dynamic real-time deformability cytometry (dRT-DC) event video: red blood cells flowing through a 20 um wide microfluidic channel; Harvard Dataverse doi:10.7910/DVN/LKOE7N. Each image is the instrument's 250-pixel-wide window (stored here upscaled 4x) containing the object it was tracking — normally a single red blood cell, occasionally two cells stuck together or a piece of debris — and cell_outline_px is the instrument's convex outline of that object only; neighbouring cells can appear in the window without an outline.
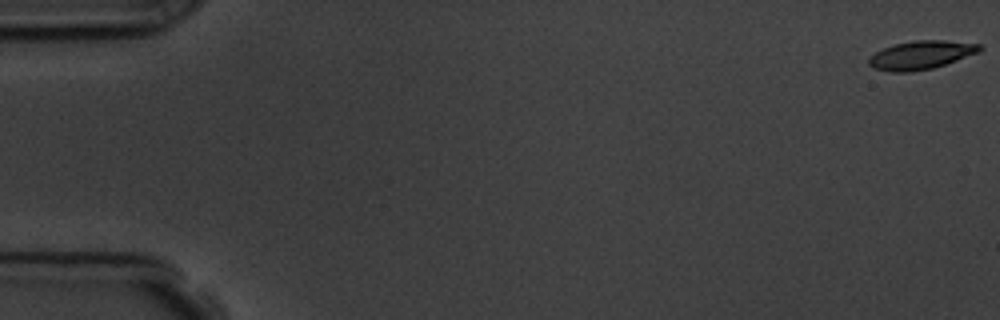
{"species": "common noctule bat (a hibernating species)", "species_latin": "Nyctalus noctula", "temperature_condition": "room temperature", "stored_images_in_passage": 57, "camera_frame_rate_fps": 3000, "um_per_image_px": 0.085, "animal": {"sex": "male", "body_mass_g": 19.5, "forearm_length_mm": 54.6}, "frame": {"image": 1, "passage_image": 1, "time_ms": 0.0, "image_size_px": [1000, 320], "cell_outline_px": [[984, 48], [980, 52], [932, 68], [908, 72], [888, 72], [872, 68], [868, 64], [868, 56], [884, 48], [896, 44], [916, 40], [944, 40], [980, 44]], "centroid_in_image_um": [78.27, 4.68], "position_along_channel_um": 6.7, "area_um2": 18.38}}
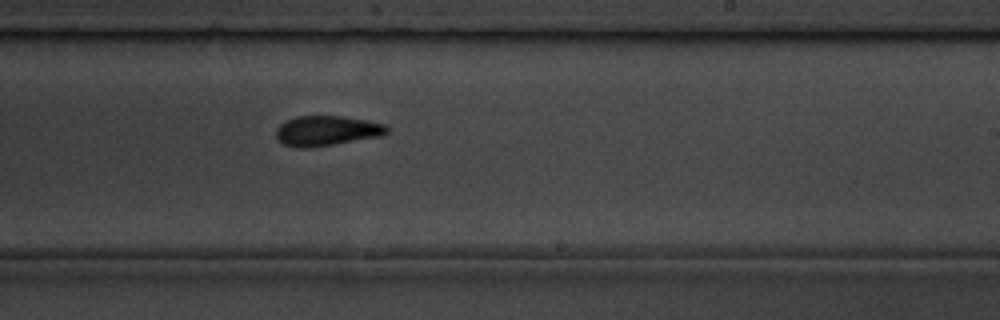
{"frame": {"image": 2, "passage_image": 35, "time_ms": 11.333, "image_size_px": [1000, 320], "cell_outline_px": [[388, 132], [380, 136], [308, 148], [300, 148], [284, 144], [276, 140], [276, 128], [284, 120], [296, 116], [340, 116], [388, 124]], "centroid_in_image_um": [27.73, 11.11], "position_along_channel_um": 261.3, "area_um2": 19.36}}
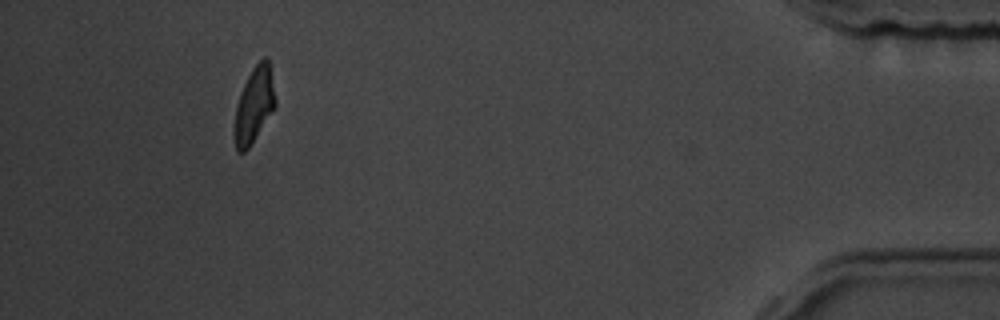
{"frame": {"image": 3, "passage_image": 53, "time_ms": 17.333, "image_size_px": [1000, 320], "cell_outline_px": [[276, 104], [248, 148], [244, 152], [240, 152], [236, 148], [236, 108], [240, 92], [252, 68], [264, 56], [268, 60], [276, 100]], "centroid_in_image_um": [21.61, 8.86], "position_along_channel_um": 413.6, "area_um2": 17.05}, "authors_computed_cell_mechanics": {"area_um2": 18.9006, "velocity_mm_per_s": 3.6029, "shape_relaxation_time_tau1_ms": 3.4312, "shape_relaxation_time_tau2_ms": 2.9053, "deformation_change_tau1": 0.1439, "deformation_change_tau2": 0.1051}}